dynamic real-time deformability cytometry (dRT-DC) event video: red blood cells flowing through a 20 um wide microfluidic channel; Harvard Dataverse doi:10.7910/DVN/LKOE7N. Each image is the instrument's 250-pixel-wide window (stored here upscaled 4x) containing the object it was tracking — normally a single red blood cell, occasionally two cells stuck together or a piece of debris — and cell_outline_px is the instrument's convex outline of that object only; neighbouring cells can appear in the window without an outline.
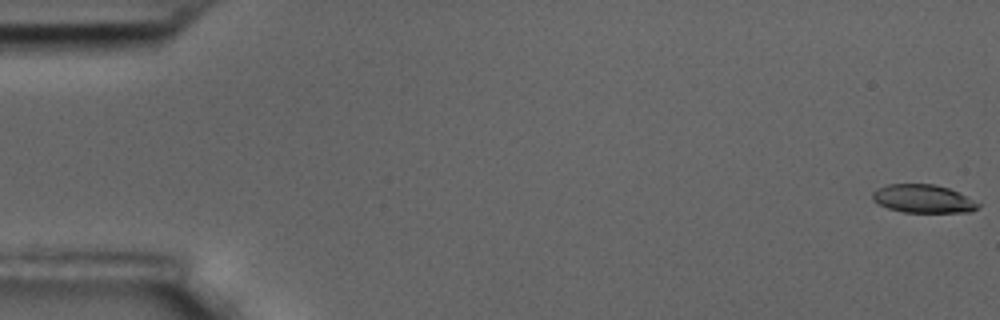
{"species": "common noctule bat (a hibernating species)", "species_latin": "Nyctalus noctula", "temperature_condition": "room temperature", "stored_images_in_passage": 6, "camera_frame_rate_fps": 3000, "um_per_image_px": 0.085, "animal": {"sex": "male", "body_mass_g": 17.5, "forearm_length_mm": 52.3}, "frame": {"image": 1, "passage_image": 1, "time_ms": 0.0, "image_size_px": [1000, 320], "cell_outline_px": [[980, 208], [972, 212], [904, 212], [888, 208], [872, 200], [872, 192], [876, 188], [888, 184], [932, 184], [948, 188], [980, 204]], "centroid_in_image_um": [78.43, 16.9], "position_along_channel_um": 6.6, "area_um2": 17.22}}
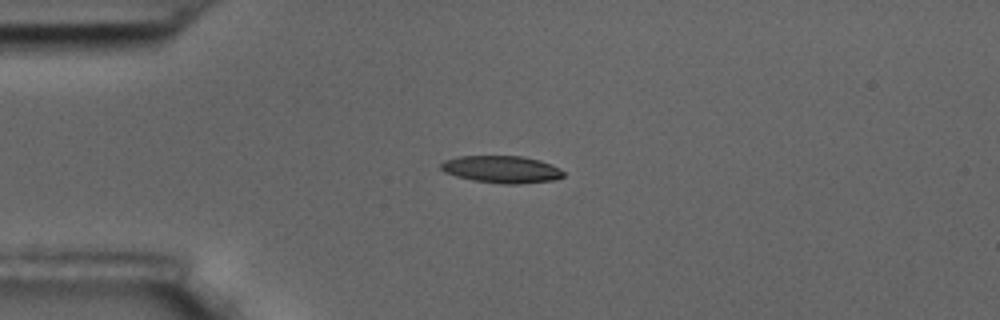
{"frame": {"image": 2, "passage_image": 5, "time_ms": 1.333, "image_size_px": [1000, 320], "cell_outline_px": [[564, 176], [552, 180], [520, 184], [500, 184], [476, 180], [456, 176], [444, 172], [440, 168], [440, 164], [444, 160], [460, 156], [520, 156], [540, 160], [552, 164], [560, 168], [564, 172]], "centroid_in_image_um": [42.65, 14.39], "position_along_channel_um": 42.4, "area_um2": 19.42}}